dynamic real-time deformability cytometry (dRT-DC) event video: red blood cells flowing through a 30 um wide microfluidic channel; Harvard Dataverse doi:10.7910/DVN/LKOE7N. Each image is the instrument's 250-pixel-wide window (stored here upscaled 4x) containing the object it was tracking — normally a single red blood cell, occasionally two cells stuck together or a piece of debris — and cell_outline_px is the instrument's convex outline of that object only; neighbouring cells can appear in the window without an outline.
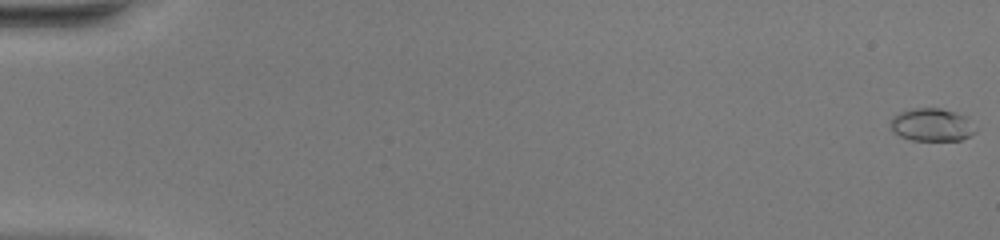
{"species": "common noctule bat (a hibernating species)", "species_latin": "Nyctalus noctula", "temperature_condition": "warm", "stored_images_in_passage": 52, "camera_frame_rate_fps": 3000, "um_per_image_px": 0.085, "animal": {"sex": "female", "body_mass_g": 20.0, "forearm_length_mm": 54.0}, "frame": {"image": 1, "passage_image": 1, "time_ms": 0.0, "image_size_px": [1000, 240], "cell_outline_px": [[976, 132], [960, 140], [912, 140], [900, 136], [892, 132], [892, 116], [900, 112], [912, 108], [940, 108], [964, 116], [976, 128]], "centroid_in_image_um": [79.18, 10.61], "position_along_channel_um": 5.8, "area_um2": 16.01}}
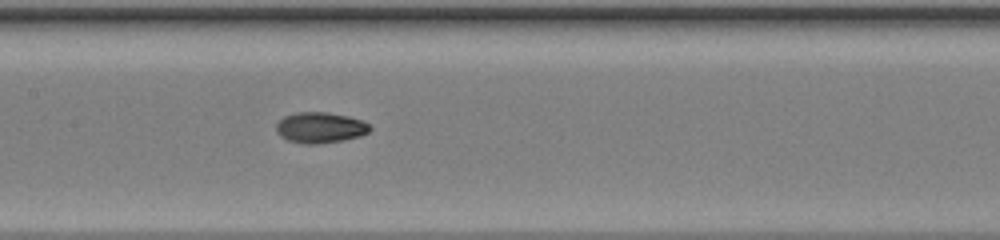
{"frame": {"image": 2, "passage_image": 27, "time_ms": 8.667, "image_size_px": [1000, 240], "cell_outline_px": [[372, 128], [368, 132], [360, 136], [344, 140], [316, 144], [304, 144], [288, 140], [280, 136], [276, 132], [276, 124], [284, 116], [296, 112], [328, 112], [348, 116], [364, 120]], "centroid_in_image_um": [27.22, 10.84], "position_along_channel_um": 180.2, "area_um2": 16.94}}
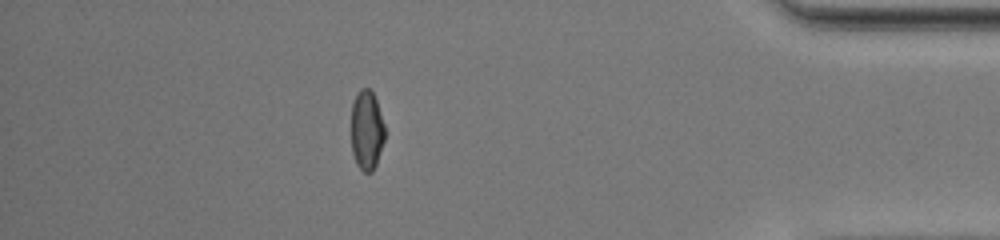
{"frame": {"image": 3, "passage_image": 46, "time_ms": 15.0, "image_size_px": [1000, 240], "cell_outline_px": [[384, 140], [376, 164], [372, 172], [364, 172], [356, 164], [352, 152], [352, 104], [360, 88], [368, 88], [372, 92], [376, 100], [384, 124]], "centroid_in_image_um": [31.17, 11.08], "position_along_channel_um": 404.0, "area_um2": 15.37}, "authors_computed_cell_mechanics": {"area_um2": 16.1262, "velocity_mm_per_s": 4.1474, "shape_relaxation_time_tau1_ms": 6.1006, "shape_relaxation_time_tau2_ms": 1.993, "deformation_change_tau1": 0.2276, "deformation_change_tau2": 0.0474}}